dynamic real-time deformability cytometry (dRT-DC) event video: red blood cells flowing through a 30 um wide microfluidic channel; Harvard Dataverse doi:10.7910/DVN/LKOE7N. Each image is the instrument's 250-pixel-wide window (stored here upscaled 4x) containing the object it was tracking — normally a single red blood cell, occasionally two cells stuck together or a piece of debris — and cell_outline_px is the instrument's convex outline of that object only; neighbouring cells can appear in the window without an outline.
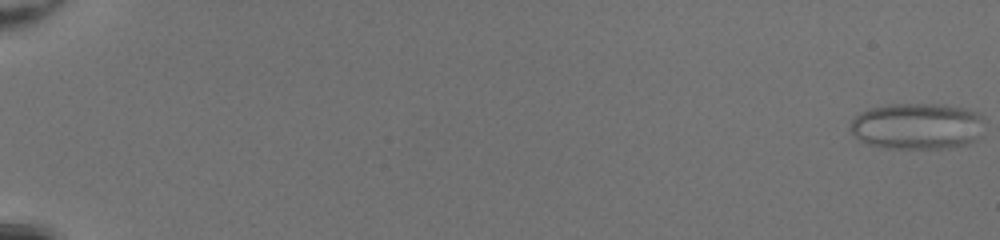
{"species": "common noctule bat (a hibernating species)", "species_latin": "Nyctalus noctula", "temperature_condition": "room temperature", "stored_images_in_passage": 51, "camera_frame_rate_fps": 3000, "um_per_image_px": 0.085, "animal": {"sex": "female", "body_mass_g": 20.0, "forearm_length_mm": 54.0}, "frame": {"image": 1, "passage_image": 1, "time_ms": 0.0, "image_size_px": [1000, 240], "cell_outline_px": [[984, 116], [980, 136], [976, 140], [968, 144], [948, 148], [888, 148], [868, 144], [860, 140], [848, 128], [852, 120], [860, 112], [868, 108], [892, 104], [944, 104], [964, 108], [980, 112]], "centroid_in_image_um": [77.99, 10.71], "position_along_channel_um": 7.0, "area_um2": 36.59}}
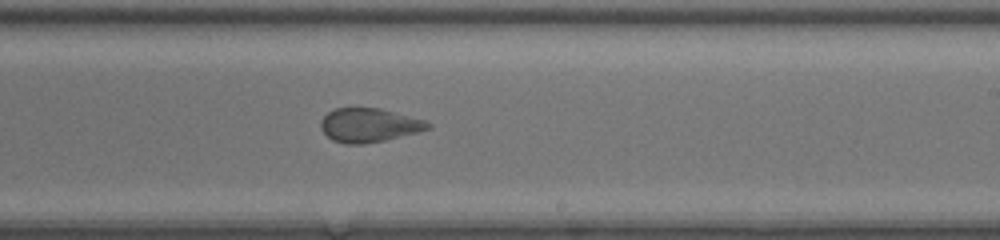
{"frame": {"image": 2, "passage_image": 34, "time_ms": 11.0, "image_size_px": [1000, 240], "cell_outline_px": [[432, 128], [420, 132], [384, 140], [364, 144], [344, 144], [332, 140], [320, 128], [320, 120], [328, 112], [336, 108], [380, 108], [424, 120], [432, 124]], "centroid_in_image_um": [31.37, 10.64], "position_along_channel_um": 257.6, "area_um2": 21.21}}
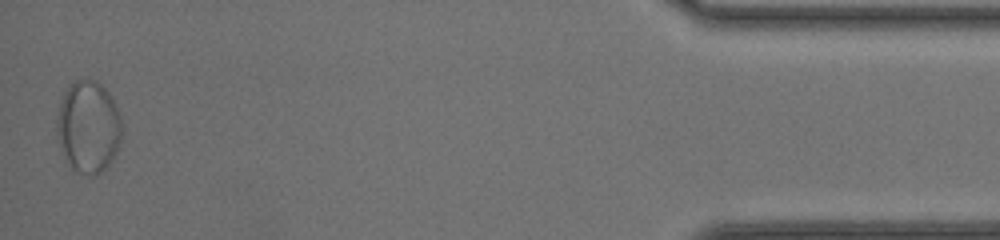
{"frame": {"image": 3, "passage_image": 51, "time_ms": 16.667, "image_size_px": [1000, 240], "cell_outline_px": [[120, 140], [116, 152], [112, 160], [100, 172], [92, 176], [88, 176], [76, 172], [68, 164], [60, 144], [56, 132], [56, 120], [60, 104], [64, 92], [68, 84], [76, 80], [96, 80], [112, 96], [116, 104], [120, 116]], "centroid_in_image_um": [7.49, 10.77], "position_along_channel_um": 427.7, "area_um2": 34.8}}